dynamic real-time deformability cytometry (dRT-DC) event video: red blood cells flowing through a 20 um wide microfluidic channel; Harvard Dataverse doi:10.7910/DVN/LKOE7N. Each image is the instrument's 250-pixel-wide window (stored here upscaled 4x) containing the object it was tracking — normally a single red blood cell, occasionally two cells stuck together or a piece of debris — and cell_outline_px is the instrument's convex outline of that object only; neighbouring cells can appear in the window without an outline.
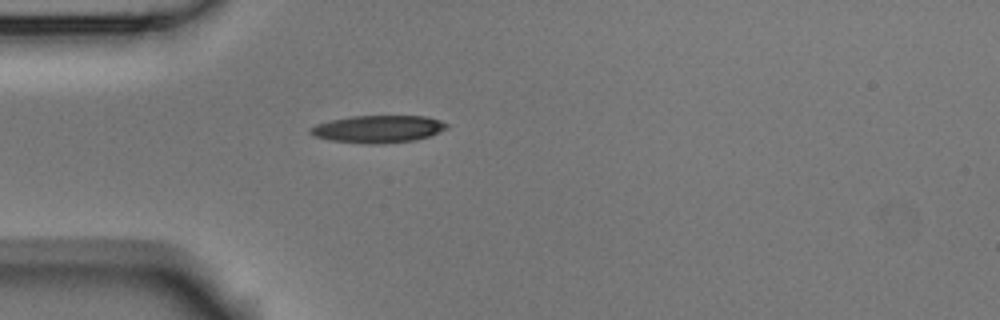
{"species": "Egyptian fruit bat (a non-hibernating species)", "species_latin": "Rousettus aegyptiacus", "temperature_condition": "room temperature", "stored_images_in_passage": 1, "camera_frame_rate_fps": 3000, "um_per_image_px": 0.085, "animal": {"sex": "male"}, "frame": {"image": 1, "passage_image": 1, "time_ms": 0.0, "image_size_px": [1000, 320], "cell_outline_px": [[448, 128], [428, 136], [416, 140], [376, 144], [372, 144], [332, 140], [316, 136], [308, 132], [308, 128], [316, 124], [332, 120], [352, 116], [424, 116], [440, 120], [448, 124]], "centroid_in_image_um": [32.14, 10.96], "position_along_channel_um": 52.9, "area_um2": 21.5}}